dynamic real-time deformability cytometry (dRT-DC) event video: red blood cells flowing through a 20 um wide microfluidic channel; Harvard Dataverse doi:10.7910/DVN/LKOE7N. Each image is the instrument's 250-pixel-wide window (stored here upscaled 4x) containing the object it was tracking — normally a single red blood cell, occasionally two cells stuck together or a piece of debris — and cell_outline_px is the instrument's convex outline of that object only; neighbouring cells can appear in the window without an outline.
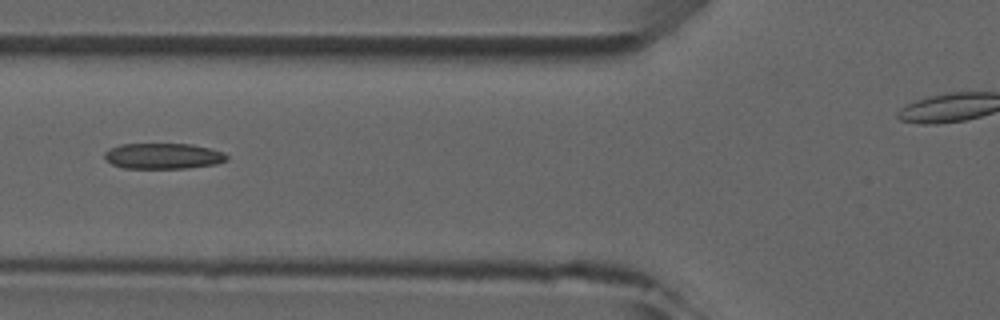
{"species": "common noctule bat (a hibernating species)", "species_latin": "Nyctalus noctula", "temperature_condition": "room temperature", "stored_images_in_passage": 6, "camera_frame_rate_fps": 3000, "um_per_image_px": 0.085, "animal": {"sex": "male", "forearm_length_mm": 52.5}, "frame": {"image": 1, "passage_image": 5, "time_ms": 4.667, "image_size_px": [1000, 320], "cell_outline_px": [[228, 160], [216, 164], [188, 168], [124, 168], [112, 164], [104, 160], [104, 152], [108, 148], [120, 144], [192, 144], [224, 152], [228, 156]], "centroid_in_image_um": [13.84, 13.26], "position_along_channel_um": 112.0, "area_um2": 18.5}}
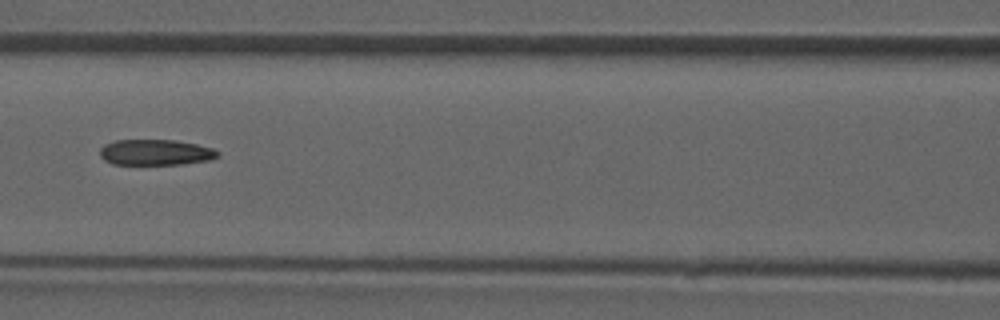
{"frame": {"image": 2, "passage_image": 6, "time_ms": 5.667, "image_size_px": [1000, 320], "cell_outline_px": [[220, 156], [208, 160], [180, 164], [112, 164], [104, 160], [100, 156], [100, 148], [104, 144], [116, 140], [176, 140], [196, 144], [212, 148], [220, 152]], "centroid_in_image_um": [13.21, 12.94], "position_along_channel_um": 153.4, "area_um2": 17.69}}